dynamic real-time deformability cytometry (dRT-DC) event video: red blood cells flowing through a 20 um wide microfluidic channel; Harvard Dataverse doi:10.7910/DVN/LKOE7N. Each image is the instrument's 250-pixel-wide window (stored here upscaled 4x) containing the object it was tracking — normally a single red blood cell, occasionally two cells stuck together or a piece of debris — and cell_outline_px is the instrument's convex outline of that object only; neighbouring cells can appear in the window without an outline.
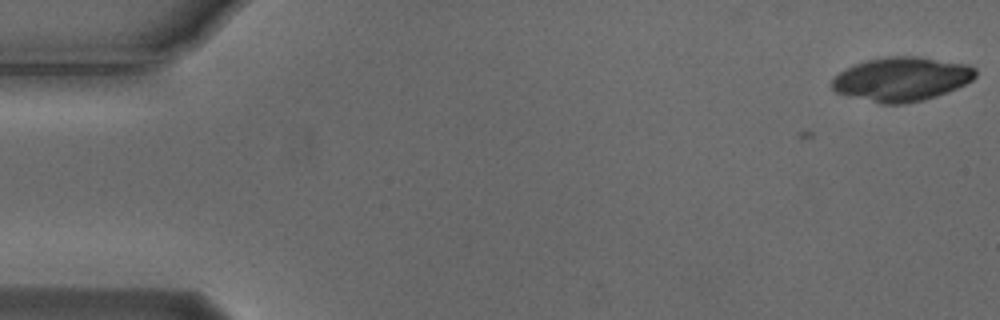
{"species": "Egyptian fruit bat (a non-hibernating species)", "species_latin": "Rousettus aegyptiacus", "temperature_condition": "cold", "stored_images_in_passage": 7, "camera_frame_rate_fps": 3000, "um_per_image_px": 0.085, "animal": {"sex": "male"}, "frame": {"image": 1, "passage_image": 7, "time_ms": 2.0, "image_size_px": [1000, 320], "cell_outline_px": [[976, 76], [972, 80], [948, 92], [924, 100], [904, 104], [880, 104], [836, 92], [832, 88], [832, 80], [840, 72], [856, 64], [868, 60], [888, 56], [920, 56], [968, 64], [976, 68]], "centroid_in_image_um": [76.68, 6.72], "position_along_channel_um": 8.3, "area_um2": 36.76}}